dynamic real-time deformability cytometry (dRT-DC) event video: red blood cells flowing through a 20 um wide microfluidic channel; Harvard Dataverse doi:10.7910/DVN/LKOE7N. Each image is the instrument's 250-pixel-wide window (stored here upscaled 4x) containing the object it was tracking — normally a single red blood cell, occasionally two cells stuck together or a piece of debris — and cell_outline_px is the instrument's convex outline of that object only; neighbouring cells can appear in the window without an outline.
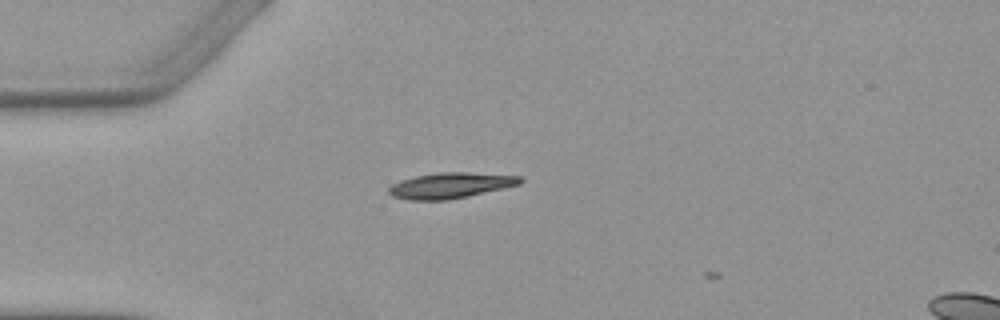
{"species": "Egyptian fruit bat (a non-hibernating species)", "species_latin": "Rousettus aegyptiacus", "temperature_condition": "warm", "stored_images_in_passage": 3, "camera_frame_rate_fps": 3000, "um_per_image_px": 0.085, "animal": {"sex": "female"}, "frame": {"image": 1, "passage_image": 2, "time_ms": 1.333, "image_size_px": [1000, 320], "cell_outline_px": [[524, 180], [520, 184], [504, 188], [468, 196], [444, 200], [408, 200], [392, 196], [388, 192], [388, 188], [392, 184], [400, 180], [416, 176], [440, 172], [468, 172], [520, 176]], "centroid_in_image_um": [38.28, 15.76], "position_along_channel_um": 46.7, "area_um2": 19.59}}